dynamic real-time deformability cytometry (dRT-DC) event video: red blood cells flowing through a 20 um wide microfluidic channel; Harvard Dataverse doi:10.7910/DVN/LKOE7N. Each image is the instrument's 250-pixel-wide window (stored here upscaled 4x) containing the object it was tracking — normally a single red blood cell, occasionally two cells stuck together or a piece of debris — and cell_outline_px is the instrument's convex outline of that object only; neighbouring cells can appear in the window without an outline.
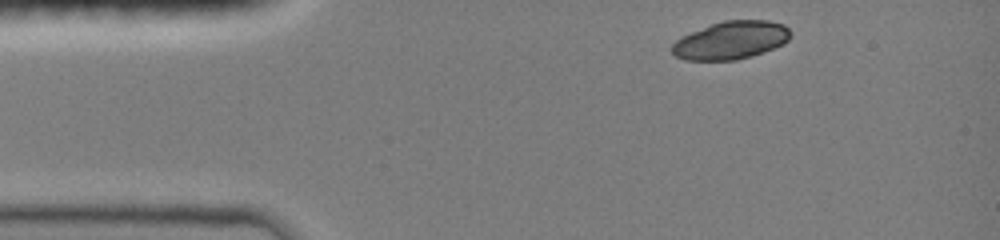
{"species": "common noctule bat (a hibernating species)", "species_latin": "Nyctalus noctula", "temperature_condition": "room temperature", "stored_images_in_passage": 3, "camera_frame_rate_fps": 3000, "um_per_image_px": 0.085, "animal": {"sex": "female", "body_mass_g": 19.0, "forearm_length_mm": 51.5}, "frame": {"image": 1, "passage_image": 1, "time_ms": 0.0, "image_size_px": [1000, 240], "cell_outline_px": [[788, 40], [772, 48], [736, 60], [688, 60], [676, 56], [672, 52], [672, 44], [680, 36], [712, 24], [724, 20], [768, 20], [784, 24], [788, 28]], "centroid_in_image_um": [62.08, 3.41], "position_along_channel_um": 22.9, "area_um2": 25.72}}